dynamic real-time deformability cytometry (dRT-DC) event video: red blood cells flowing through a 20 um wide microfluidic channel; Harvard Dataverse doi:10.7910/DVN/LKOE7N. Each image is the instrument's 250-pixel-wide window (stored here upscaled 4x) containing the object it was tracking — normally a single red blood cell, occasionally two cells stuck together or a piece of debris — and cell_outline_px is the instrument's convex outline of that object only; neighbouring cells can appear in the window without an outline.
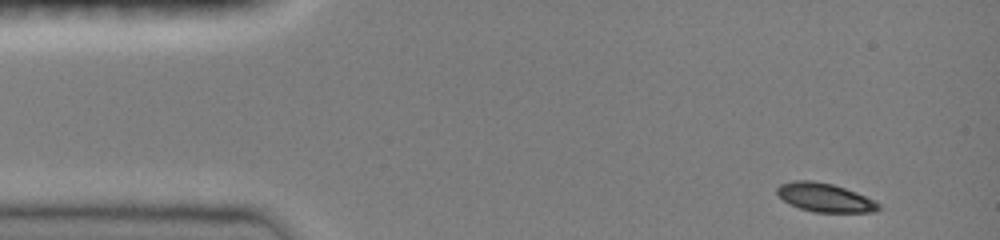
{"species": "common noctule bat (a hibernating species)", "species_latin": "Nyctalus noctula", "temperature_condition": "room temperature", "stored_images_in_passage": 5, "camera_frame_rate_fps": 3000, "um_per_image_px": 0.085, "animal": {"sex": "female", "body_mass_g": 19.0, "forearm_length_mm": 51.5}, "frame": {"image": 1, "passage_image": 1, "time_ms": 0.0, "image_size_px": [1000, 240], "cell_outline_px": [[880, 208], [876, 212], [812, 212], [788, 204], [776, 192], [776, 188], [780, 184], [792, 180], [812, 180], [832, 184], [856, 192], [880, 204]], "centroid_in_image_um": [70.08, 16.79], "position_along_channel_um": 14.9, "area_um2": 16.94}}